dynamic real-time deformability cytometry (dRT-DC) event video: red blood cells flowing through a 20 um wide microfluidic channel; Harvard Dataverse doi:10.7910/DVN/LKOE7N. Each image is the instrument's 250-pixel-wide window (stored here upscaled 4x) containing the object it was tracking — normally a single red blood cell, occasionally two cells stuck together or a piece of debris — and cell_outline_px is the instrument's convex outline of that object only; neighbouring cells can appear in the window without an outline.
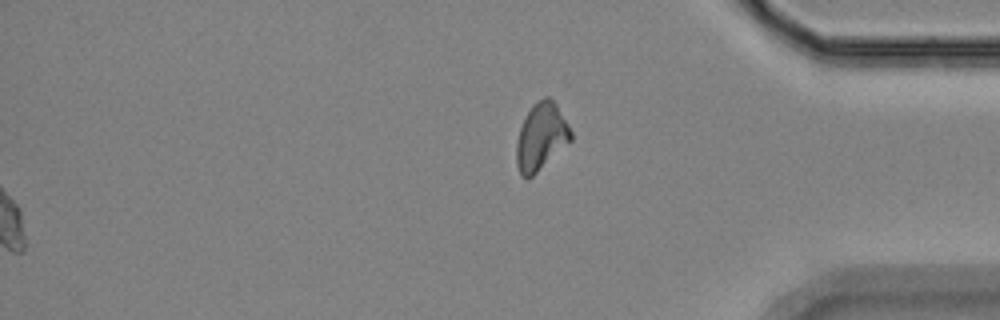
{"species": "Egyptian fruit bat (a non-hibernating species)", "species_latin": "Rousettus aegyptiacus", "temperature_condition": "room temperature", "stored_images_in_passage": 57, "segment_of_instrument_passage": [2, 2], "camera_frame_rate_fps": 3000, "um_per_image_px": 0.085, "animal": {"sex": "female"}, "frame": {"image": 1, "passage_image": 57, "time_ms": 18.667, "image_size_px": [1000, 320], "cell_outline_px": [[572, 140], [528, 180], [520, 176], [516, 164], [516, 144], [520, 128], [532, 104], [544, 96], [548, 96], [556, 104], [568, 124], [572, 132]], "centroid_in_image_um": [45.98, 11.64], "position_along_channel_um": 389.2, "area_um2": 21.27}}